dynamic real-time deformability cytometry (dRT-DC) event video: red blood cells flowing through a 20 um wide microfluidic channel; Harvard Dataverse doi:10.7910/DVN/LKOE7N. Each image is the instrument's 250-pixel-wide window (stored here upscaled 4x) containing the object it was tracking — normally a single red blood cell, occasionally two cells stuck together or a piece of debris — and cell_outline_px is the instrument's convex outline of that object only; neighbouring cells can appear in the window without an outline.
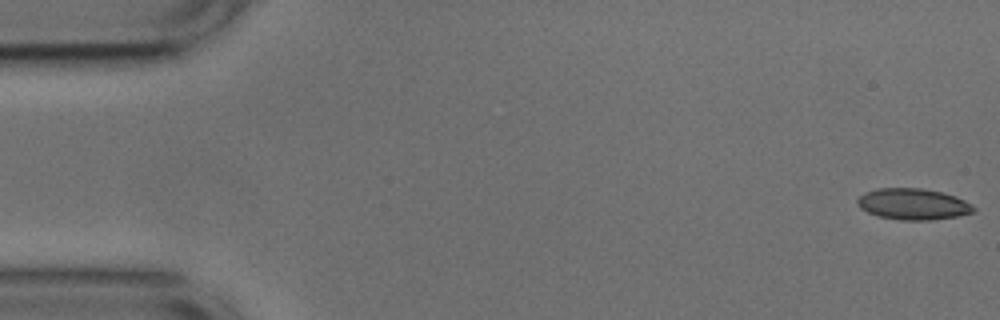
{"species": "common noctule bat (a hibernating species)", "species_latin": "Nyctalus noctula", "temperature_condition": "cold", "stored_images_in_passage": 29, "camera_frame_rate_fps": 3000, "um_per_image_px": 0.085, "animal": {"sex": "male", "body_mass_g": 17.9, "forearm_length_mm": 54.2}, "frame": {"image": 1, "passage_image": 1, "time_ms": 0.0, "image_size_px": [1000, 320], "cell_outline_px": [[976, 208], [972, 212], [956, 216], [932, 220], [900, 220], [880, 216], [868, 212], [860, 208], [856, 200], [864, 192], [876, 188], [920, 188], [940, 192], [956, 196], [964, 200]], "centroid_in_image_um": [77.58, 17.34], "position_along_channel_um": 7.4, "area_um2": 20.98}}
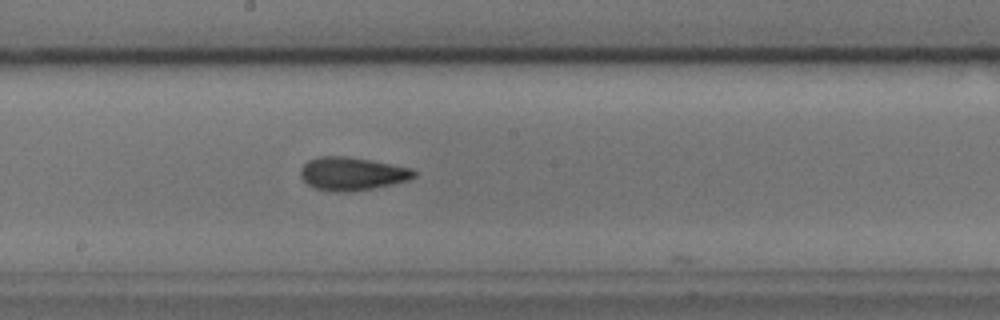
{"frame": {"image": 2, "passage_image": 28, "time_ms": 9.0, "image_size_px": [1000, 320], "cell_outline_px": [[416, 176], [408, 180], [392, 184], [352, 192], [332, 192], [312, 188], [300, 176], [300, 168], [308, 160], [316, 156], [344, 156], [372, 160], [412, 168], [416, 172]], "centroid_in_image_um": [29.9, 14.77], "position_along_channel_um": 218.3, "area_um2": 22.2}}